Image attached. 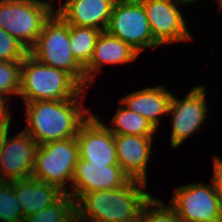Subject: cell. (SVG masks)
<instances>
[{
  "label": "cell",
  "instance_id": "obj_21",
  "mask_svg": "<svg viewBox=\"0 0 222 222\" xmlns=\"http://www.w3.org/2000/svg\"><path fill=\"white\" fill-rule=\"evenodd\" d=\"M24 222H76L75 201L64 193L55 203L27 216Z\"/></svg>",
  "mask_w": 222,
  "mask_h": 222
},
{
  "label": "cell",
  "instance_id": "obj_14",
  "mask_svg": "<svg viewBox=\"0 0 222 222\" xmlns=\"http://www.w3.org/2000/svg\"><path fill=\"white\" fill-rule=\"evenodd\" d=\"M118 165L132 180L147 184V166L152 154L153 136L114 134Z\"/></svg>",
  "mask_w": 222,
  "mask_h": 222
},
{
  "label": "cell",
  "instance_id": "obj_13",
  "mask_svg": "<svg viewBox=\"0 0 222 222\" xmlns=\"http://www.w3.org/2000/svg\"><path fill=\"white\" fill-rule=\"evenodd\" d=\"M38 144L23 129L8 136L0 156V182H11L32 177Z\"/></svg>",
  "mask_w": 222,
  "mask_h": 222
},
{
  "label": "cell",
  "instance_id": "obj_20",
  "mask_svg": "<svg viewBox=\"0 0 222 222\" xmlns=\"http://www.w3.org/2000/svg\"><path fill=\"white\" fill-rule=\"evenodd\" d=\"M101 31L93 27L69 25L70 49L75 60L85 68L93 55Z\"/></svg>",
  "mask_w": 222,
  "mask_h": 222
},
{
  "label": "cell",
  "instance_id": "obj_9",
  "mask_svg": "<svg viewBox=\"0 0 222 222\" xmlns=\"http://www.w3.org/2000/svg\"><path fill=\"white\" fill-rule=\"evenodd\" d=\"M205 90L206 86L195 85L184 99H178L172 94L168 109V114L172 117V148L179 147L204 125L208 112Z\"/></svg>",
  "mask_w": 222,
  "mask_h": 222
},
{
  "label": "cell",
  "instance_id": "obj_15",
  "mask_svg": "<svg viewBox=\"0 0 222 222\" xmlns=\"http://www.w3.org/2000/svg\"><path fill=\"white\" fill-rule=\"evenodd\" d=\"M116 0H66L55 10L69 25L106 31Z\"/></svg>",
  "mask_w": 222,
  "mask_h": 222
},
{
  "label": "cell",
  "instance_id": "obj_11",
  "mask_svg": "<svg viewBox=\"0 0 222 222\" xmlns=\"http://www.w3.org/2000/svg\"><path fill=\"white\" fill-rule=\"evenodd\" d=\"M79 158L92 164L118 165L114 134L93 113L76 136Z\"/></svg>",
  "mask_w": 222,
  "mask_h": 222
},
{
  "label": "cell",
  "instance_id": "obj_6",
  "mask_svg": "<svg viewBox=\"0 0 222 222\" xmlns=\"http://www.w3.org/2000/svg\"><path fill=\"white\" fill-rule=\"evenodd\" d=\"M78 159L76 137L38 145L32 177L68 194L67 183H72Z\"/></svg>",
  "mask_w": 222,
  "mask_h": 222
},
{
  "label": "cell",
  "instance_id": "obj_7",
  "mask_svg": "<svg viewBox=\"0 0 222 222\" xmlns=\"http://www.w3.org/2000/svg\"><path fill=\"white\" fill-rule=\"evenodd\" d=\"M106 31L130 45L139 54L160 45L155 41L140 0H116Z\"/></svg>",
  "mask_w": 222,
  "mask_h": 222
},
{
  "label": "cell",
  "instance_id": "obj_27",
  "mask_svg": "<svg viewBox=\"0 0 222 222\" xmlns=\"http://www.w3.org/2000/svg\"><path fill=\"white\" fill-rule=\"evenodd\" d=\"M11 119L12 117H10L7 121L0 123V156L9 136Z\"/></svg>",
  "mask_w": 222,
  "mask_h": 222
},
{
  "label": "cell",
  "instance_id": "obj_23",
  "mask_svg": "<svg viewBox=\"0 0 222 222\" xmlns=\"http://www.w3.org/2000/svg\"><path fill=\"white\" fill-rule=\"evenodd\" d=\"M21 63L22 61H0V96L6 101H9L8 96H19Z\"/></svg>",
  "mask_w": 222,
  "mask_h": 222
},
{
  "label": "cell",
  "instance_id": "obj_4",
  "mask_svg": "<svg viewBox=\"0 0 222 222\" xmlns=\"http://www.w3.org/2000/svg\"><path fill=\"white\" fill-rule=\"evenodd\" d=\"M69 24L54 12L45 22L29 54L42 64L69 73L84 89L87 83L84 68L75 60L70 49Z\"/></svg>",
  "mask_w": 222,
  "mask_h": 222
},
{
  "label": "cell",
  "instance_id": "obj_25",
  "mask_svg": "<svg viewBox=\"0 0 222 222\" xmlns=\"http://www.w3.org/2000/svg\"><path fill=\"white\" fill-rule=\"evenodd\" d=\"M28 54L17 38L0 28V61H22Z\"/></svg>",
  "mask_w": 222,
  "mask_h": 222
},
{
  "label": "cell",
  "instance_id": "obj_30",
  "mask_svg": "<svg viewBox=\"0 0 222 222\" xmlns=\"http://www.w3.org/2000/svg\"><path fill=\"white\" fill-rule=\"evenodd\" d=\"M220 10H222V0L216 1Z\"/></svg>",
  "mask_w": 222,
  "mask_h": 222
},
{
  "label": "cell",
  "instance_id": "obj_3",
  "mask_svg": "<svg viewBox=\"0 0 222 222\" xmlns=\"http://www.w3.org/2000/svg\"><path fill=\"white\" fill-rule=\"evenodd\" d=\"M85 91L64 70L42 64L30 54L22 60L19 96L23 102L84 98Z\"/></svg>",
  "mask_w": 222,
  "mask_h": 222
},
{
  "label": "cell",
  "instance_id": "obj_18",
  "mask_svg": "<svg viewBox=\"0 0 222 222\" xmlns=\"http://www.w3.org/2000/svg\"><path fill=\"white\" fill-rule=\"evenodd\" d=\"M11 183L23 210V222L27 216L50 206L64 194L56 186L41 182L33 177L14 180Z\"/></svg>",
  "mask_w": 222,
  "mask_h": 222
},
{
  "label": "cell",
  "instance_id": "obj_24",
  "mask_svg": "<svg viewBox=\"0 0 222 222\" xmlns=\"http://www.w3.org/2000/svg\"><path fill=\"white\" fill-rule=\"evenodd\" d=\"M141 215L144 222H177L178 216L170 205H165L161 199H150L143 205Z\"/></svg>",
  "mask_w": 222,
  "mask_h": 222
},
{
  "label": "cell",
  "instance_id": "obj_19",
  "mask_svg": "<svg viewBox=\"0 0 222 222\" xmlns=\"http://www.w3.org/2000/svg\"><path fill=\"white\" fill-rule=\"evenodd\" d=\"M111 123L113 126L107 125V128L113 134L153 136L158 131L147 118L126 106L118 108Z\"/></svg>",
  "mask_w": 222,
  "mask_h": 222
},
{
  "label": "cell",
  "instance_id": "obj_5",
  "mask_svg": "<svg viewBox=\"0 0 222 222\" xmlns=\"http://www.w3.org/2000/svg\"><path fill=\"white\" fill-rule=\"evenodd\" d=\"M54 12L55 5L48 1L0 0V28L30 50Z\"/></svg>",
  "mask_w": 222,
  "mask_h": 222
},
{
  "label": "cell",
  "instance_id": "obj_2",
  "mask_svg": "<svg viewBox=\"0 0 222 222\" xmlns=\"http://www.w3.org/2000/svg\"><path fill=\"white\" fill-rule=\"evenodd\" d=\"M146 185L130 179L118 189L83 194L75 202L76 222H130L136 219L152 196L145 192Z\"/></svg>",
  "mask_w": 222,
  "mask_h": 222
},
{
  "label": "cell",
  "instance_id": "obj_10",
  "mask_svg": "<svg viewBox=\"0 0 222 222\" xmlns=\"http://www.w3.org/2000/svg\"><path fill=\"white\" fill-rule=\"evenodd\" d=\"M145 8L155 41L160 46L192 40L182 11L181 4L189 0H140Z\"/></svg>",
  "mask_w": 222,
  "mask_h": 222
},
{
  "label": "cell",
  "instance_id": "obj_16",
  "mask_svg": "<svg viewBox=\"0 0 222 222\" xmlns=\"http://www.w3.org/2000/svg\"><path fill=\"white\" fill-rule=\"evenodd\" d=\"M139 53L124 41L101 31L97 38L92 58L84 68L87 83L95 82L94 77L100 72L101 67L107 64H126L137 59Z\"/></svg>",
  "mask_w": 222,
  "mask_h": 222
},
{
  "label": "cell",
  "instance_id": "obj_29",
  "mask_svg": "<svg viewBox=\"0 0 222 222\" xmlns=\"http://www.w3.org/2000/svg\"><path fill=\"white\" fill-rule=\"evenodd\" d=\"M130 222H144V217L140 214L136 219Z\"/></svg>",
  "mask_w": 222,
  "mask_h": 222
},
{
  "label": "cell",
  "instance_id": "obj_31",
  "mask_svg": "<svg viewBox=\"0 0 222 222\" xmlns=\"http://www.w3.org/2000/svg\"><path fill=\"white\" fill-rule=\"evenodd\" d=\"M177 222H190V221H186V220L178 218Z\"/></svg>",
  "mask_w": 222,
  "mask_h": 222
},
{
  "label": "cell",
  "instance_id": "obj_28",
  "mask_svg": "<svg viewBox=\"0 0 222 222\" xmlns=\"http://www.w3.org/2000/svg\"><path fill=\"white\" fill-rule=\"evenodd\" d=\"M6 100L0 96V123L7 121L11 114L9 112V105H6Z\"/></svg>",
  "mask_w": 222,
  "mask_h": 222
},
{
  "label": "cell",
  "instance_id": "obj_17",
  "mask_svg": "<svg viewBox=\"0 0 222 222\" xmlns=\"http://www.w3.org/2000/svg\"><path fill=\"white\" fill-rule=\"evenodd\" d=\"M172 93L158 85L129 93L119 99L120 105L147 118L158 129L160 117L168 115Z\"/></svg>",
  "mask_w": 222,
  "mask_h": 222
},
{
  "label": "cell",
  "instance_id": "obj_8",
  "mask_svg": "<svg viewBox=\"0 0 222 222\" xmlns=\"http://www.w3.org/2000/svg\"><path fill=\"white\" fill-rule=\"evenodd\" d=\"M170 206L190 222H222V200L210 184L188 183L174 189Z\"/></svg>",
  "mask_w": 222,
  "mask_h": 222
},
{
  "label": "cell",
  "instance_id": "obj_12",
  "mask_svg": "<svg viewBox=\"0 0 222 222\" xmlns=\"http://www.w3.org/2000/svg\"><path fill=\"white\" fill-rule=\"evenodd\" d=\"M129 180L119 165L92 164L79 158L68 194L76 202L85 193L118 189Z\"/></svg>",
  "mask_w": 222,
  "mask_h": 222
},
{
  "label": "cell",
  "instance_id": "obj_22",
  "mask_svg": "<svg viewBox=\"0 0 222 222\" xmlns=\"http://www.w3.org/2000/svg\"><path fill=\"white\" fill-rule=\"evenodd\" d=\"M0 222H23V210L11 182H0Z\"/></svg>",
  "mask_w": 222,
  "mask_h": 222
},
{
  "label": "cell",
  "instance_id": "obj_1",
  "mask_svg": "<svg viewBox=\"0 0 222 222\" xmlns=\"http://www.w3.org/2000/svg\"><path fill=\"white\" fill-rule=\"evenodd\" d=\"M81 99L24 102L28 124L23 130L38 145L76 137L81 125L92 114Z\"/></svg>",
  "mask_w": 222,
  "mask_h": 222
},
{
  "label": "cell",
  "instance_id": "obj_26",
  "mask_svg": "<svg viewBox=\"0 0 222 222\" xmlns=\"http://www.w3.org/2000/svg\"><path fill=\"white\" fill-rule=\"evenodd\" d=\"M214 171L212 176V182L215 187L216 193L222 200V159L218 156H214Z\"/></svg>",
  "mask_w": 222,
  "mask_h": 222
},
{
  "label": "cell",
  "instance_id": "obj_32",
  "mask_svg": "<svg viewBox=\"0 0 222 222\" xmlns=\"http://www.w3.org/2000/svg\"><path fill=\"white\" fill-rule=\"evenodd\" d=\"M191 3L195 2V1H198V0H189ZM218 1V0H217Z\"/></svg>",
  "mask_w": 222,
  "mask_h": 222
}]
</instances>
